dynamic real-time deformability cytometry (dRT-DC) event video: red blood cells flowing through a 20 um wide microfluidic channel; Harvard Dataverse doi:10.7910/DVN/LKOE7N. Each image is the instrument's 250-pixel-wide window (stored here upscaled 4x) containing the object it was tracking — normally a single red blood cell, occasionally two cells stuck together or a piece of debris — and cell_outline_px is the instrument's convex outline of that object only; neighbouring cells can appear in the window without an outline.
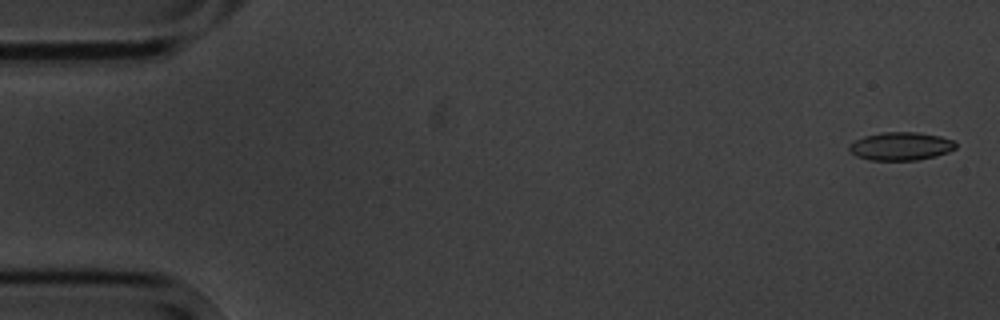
{"species": "common noctule bat (a hibernating species)", "species_latin": "Nyctalus noctula", "temperature_condition": "cold", "stored_images_in_passage": 5, "camera_frame_rate_fps": 3000, "um_per_image_px": 0.085, "animal": {"sex": "male", "body_mass_g": 20.1, "forearm_length_mm": 53.5}, "frame": {"image": 1, "passage_image": 1, "time_ms": 0.0, "image_size_px": [1000, 320], "cell_outline_px": [[956, 148], [948, 152], [936, 156], [916, 160], [868, 160], [856, 156], [848, 148], [848, 144], [864, 136], [880, 132], [916, 132], [940, 136], [956, 140]], "centroid_in_image_um": [76.58, 12.42], "position_along_channel_um": 8.4, "area_um2": 17.63}}
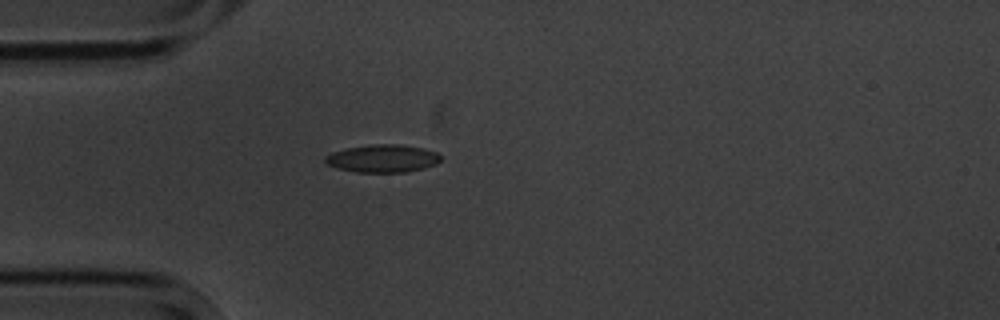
{"frame": {"image": 2, "passage_image": 5, "time_ms": 4.667, "image_size_px": [1000, 320], "cell_outline_px": [[440, 160], [436, 164], [424, 168], [404, 172], [356, 172], [336, 168], [324, 164], [324, 156], [332, 152], [348, 148], [372, 144], [400, 144], [424, 148], [436, 152], [440, 156]], "centroid_in_image_um": [32.49, 13.47], "position_along_channel_um": 52.5, "area_um2": 18.79}}